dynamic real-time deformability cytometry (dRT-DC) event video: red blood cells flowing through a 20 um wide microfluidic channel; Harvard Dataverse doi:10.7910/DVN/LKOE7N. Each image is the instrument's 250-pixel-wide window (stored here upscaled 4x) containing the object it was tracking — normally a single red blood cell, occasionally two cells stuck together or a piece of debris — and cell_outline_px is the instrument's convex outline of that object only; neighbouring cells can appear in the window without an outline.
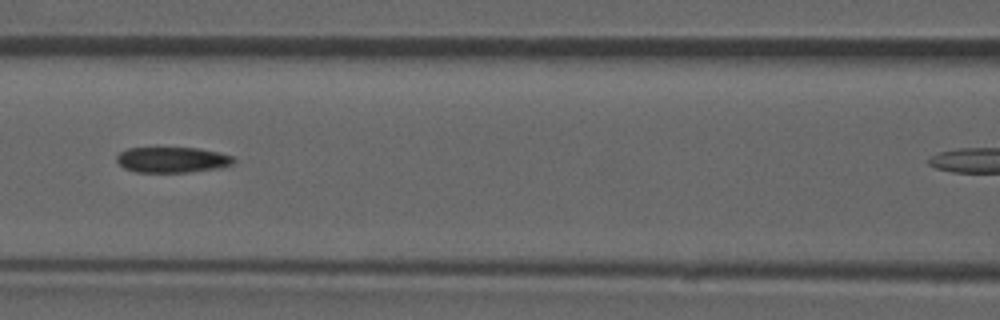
{"species": "common noctule bat (a hibernating species)", "species_latin": "Nyctalus noctula", "temperature_condition": "room temperature", "stored_images_in_passage": 29, "camera_frame_rate_fps": 3000, "um_per_image_px": 0.085, "animal": {"sex": "male", "forearm_length_mm": 52.5}, "frame": {"image": 1, "passage_image": 9, "time_ms": 2.667, "image_size_px": [1000, 320], "cell_outline_px": [[236, 160], [232, 164], [216, 168], [188, 172], [136, 172], [124, 168], [116, 160], [116, 156], [120, 152], [128, 148], [200, 148], [232, 156]], "centroid_in_image_um": [14.61, 13.58], "position_along_channel_um": 152.0, "area_um2": 17.28}}